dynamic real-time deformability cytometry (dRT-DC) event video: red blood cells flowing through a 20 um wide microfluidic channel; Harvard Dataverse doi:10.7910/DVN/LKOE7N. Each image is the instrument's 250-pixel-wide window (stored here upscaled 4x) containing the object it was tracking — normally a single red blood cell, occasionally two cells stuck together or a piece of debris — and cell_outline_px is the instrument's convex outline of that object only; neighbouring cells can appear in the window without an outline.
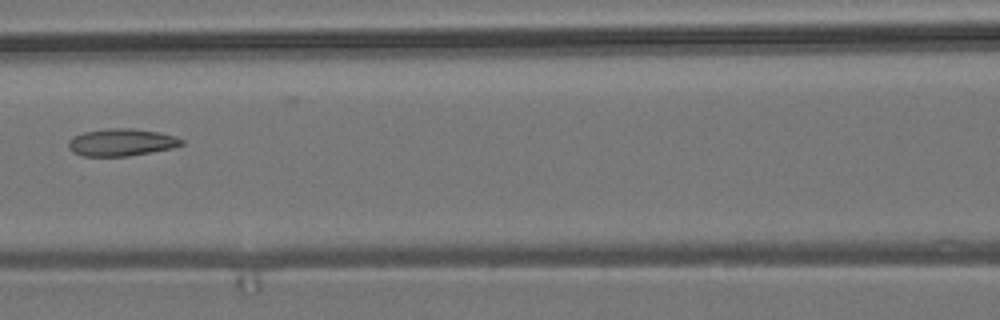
{"species": "common noctule bat (a hibernating species)", "species_latin": "Nyctalus noctula", "temperature_condition": "room temperature", "stored_images_in_passage": 8, "camera_frame_rate_fps": 3000, "um_per_image_px": 0.085, "animal": {"sex": "male", "body_mass_g": 19.2, "forearm_length_mm": 51.8}, "frame": {"image": 1, "passage_image": 8, "time_ms": 7.667, "image_size_px": [1000, 320], "cell_outline_px": [[184, 144], [172, 148], [128, 156], [84, 156], [72, 152], [68, 148], [68, 140], [72, 136], [84, 132], [108, 128], [132, 128], [160, 132], [176, 136], [184, 140]], "centroid_in_image_um": [10.31, 12.09], "position_along_channel_um": 156.3, "area_um2": 18.15}}